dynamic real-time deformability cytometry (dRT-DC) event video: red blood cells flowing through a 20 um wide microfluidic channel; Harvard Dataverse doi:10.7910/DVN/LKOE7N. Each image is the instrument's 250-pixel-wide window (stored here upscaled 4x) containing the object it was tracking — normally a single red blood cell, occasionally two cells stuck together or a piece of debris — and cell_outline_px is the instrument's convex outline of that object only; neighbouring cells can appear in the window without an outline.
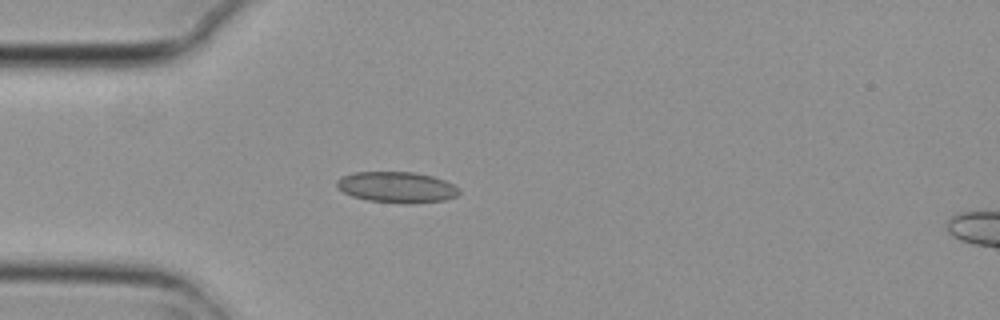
{"species": "common noctule bat (a hibernating species)", "species_latin": "Nyctalus noctula", "temperature_condition": "cold", "stored_images_in_passage": 4, "camera_frame_rate_fps": 3000, "um_per_image_px": 0.085, "animal": {"sex": "female", "body_mass_g": 29.2, "forearm_length_mm": 56.3}, "frame": {"image": 1, "passage_image": 3, "time_ms": 0.667, "image_size_px": [1000, 320], "cell_outline_px": [[460, 192], [456, 196], [444, 200], [408, 204], [404, 204], [368, 200], [352, 196], [344, 192], [336, 184], [336, 180], [340, 176], [356, 172], [412, 172], [432, 176], [444, 180], [460, 188]], "centroid_in_image_um": [33.73, 15.91], "position_along_channel_um": 51.3, "area_um2": 22.02}}